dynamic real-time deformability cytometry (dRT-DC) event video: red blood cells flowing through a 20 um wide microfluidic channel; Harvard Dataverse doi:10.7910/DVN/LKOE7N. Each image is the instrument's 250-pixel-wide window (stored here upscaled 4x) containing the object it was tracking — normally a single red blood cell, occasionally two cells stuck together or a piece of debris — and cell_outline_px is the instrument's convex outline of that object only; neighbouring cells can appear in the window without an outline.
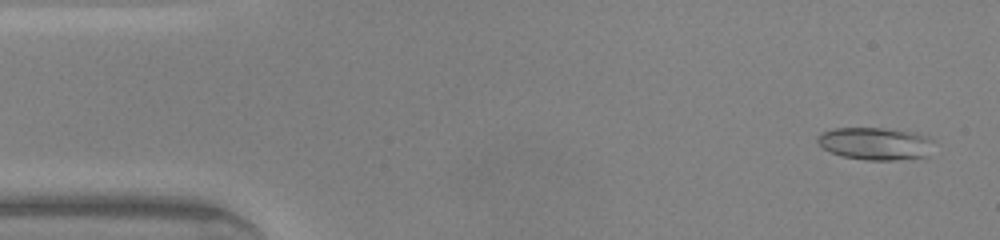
{"species": "common noctule bat (a hibernating species)", "species_latin": "Nyctalus noctula", "temperature_condition": "warm", "stored_images_in_passage": 46, "camera_frame_rate_fps": 3000, "um_per_image_px": 0.085, "animal": {"sex": "male", "body_mass_g": 20.0, "forearm_length_mm": 53.3}, "frame": {"image": 1, "passage_image": 2, "time_ms": 0.333, "image_size_px": [1000, 240], "cell_outline_px": [[932, 140], [928, 156], [892, 160], [864, 160], [840, 156], [824, 148], [816, 140], [824, 132], [836, 128], [884, 128], [916, 132], [928, 136]], "centroid_in_image_um": [74.43, 12.2], "position_along_channel_um": 10.6, "area_um2": 21.85}}
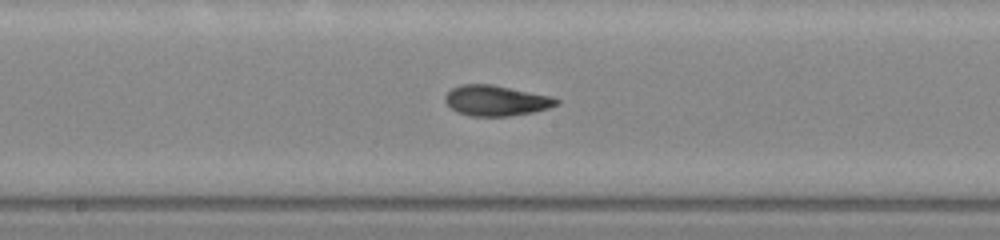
{"frame": {"image": 2, "passage_image": 23, "time_ms": 7.333, "image_size_px": [1000, 240], "cell_outline_px": [[560, 100], [556, 104], [548, 108], [532, 112], [508, 116], [472, 116], [460, 112], [452, 108], [444, 100], [444, 96], [452, 88], [460, 84], [492, 84], [552, 96]], "centroid_in_image_um": [42.16, 8.53], "position_along_channel_um": 206.0, "area_um2": 19.59}}
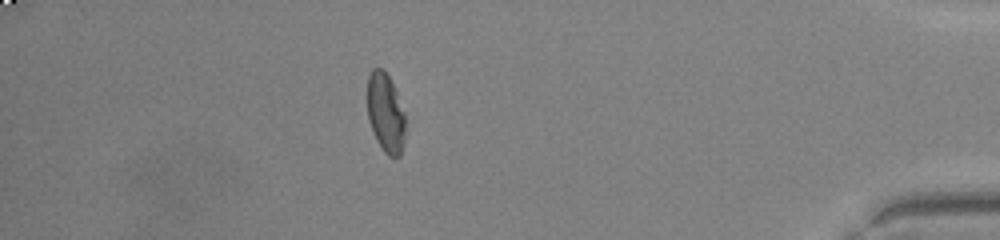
{"frame": {"image": 3, "passage_image": 40, "time_ms": 13.0, "image_size_px": [1000, 240], "cell_outline_px": [[404, 144], [400, 156], [388, 156], [384, 152], [376, 140], [372, 132], [368, 120], [364, 96], [368, 76], [372, 68], [380, 68], [388, 76], [396, 92], [404, 112]], "centroid_in_image_um": [32.7, 9.58], "position_along_channel_um": 402.5, "area_um2": 18.03}, "authors_computed_cell_mechanics": {"area_um2": 19.5942, "velocity_mm_per_s": 4.3543, "shape_relaxation_time_tau1_ms": 8.4258, "shape_relaxation_time_tau2_ms": 1.5921, "deformation_change_tau1": 0.2362, "deformation_change_tau2": 0.0732}}